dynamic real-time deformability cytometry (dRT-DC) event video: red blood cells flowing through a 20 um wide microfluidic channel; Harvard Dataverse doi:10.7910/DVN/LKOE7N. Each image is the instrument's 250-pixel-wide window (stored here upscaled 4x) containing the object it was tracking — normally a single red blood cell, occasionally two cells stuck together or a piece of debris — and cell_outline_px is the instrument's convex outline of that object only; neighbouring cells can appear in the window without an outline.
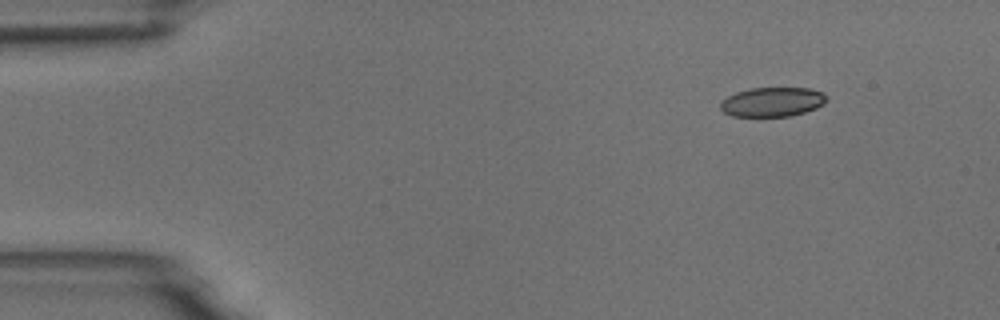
{"species": "common noctule bat (a hibernating species)", "species_latin": "Nyctalus noctula", "temperature_condition": "room temperature", "stored_images_in_passage": 3, "camera_frame_rate_fps": 3000, "um_per_image_px": 0.085, "animal": {"sex": "male", "body_mass_g": 18.8}, "frame": {"image": 1, "passage_image": 1, "time_ms": 0.0, "image_size_px": [1000, 320], "cell_outline_px": [[828, 100], [824, 104], [816, 108], [792, 116], [732, 116], [724, 112], [720, 108], [720, 104], [728, 96], [736, 92], [752, 88], [808, 88], [820, 92], [828, 96]], "centroid_in_image_um": [65.68, 8.66], "position_along_channel_um": 19.3, "area_um2": 18.09}}
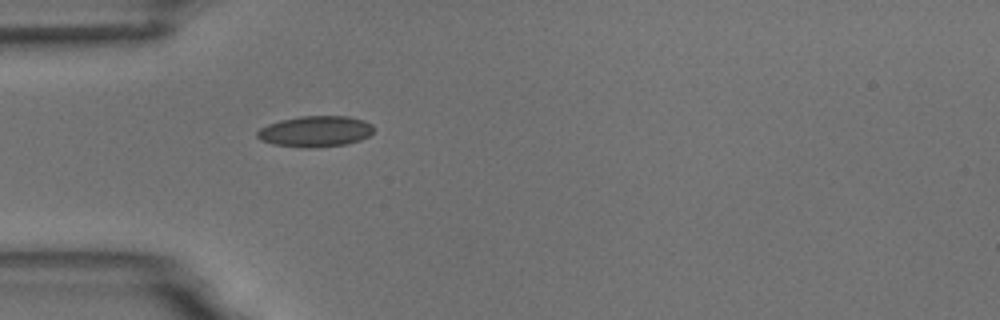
{"frame": {"image": 2, "passage_image": 3, "time_ms": 3.333, "image_size_px": [1000, 320], "cell_outline_px": [[372, 132], [368, 136], [360, 140], [344, 144], [312, 148], [304, 148], [272, 144], [260, 140], [256, 136], [256, 132], [260, 128], [268, 124], [280, 120], [300, 116], [348, 116], [364, 120], [372, 124]], "centroid_in_image_um": [26.77, 11.17], "position_along_channel_um": 58.2, "area_um2": 21.04}}